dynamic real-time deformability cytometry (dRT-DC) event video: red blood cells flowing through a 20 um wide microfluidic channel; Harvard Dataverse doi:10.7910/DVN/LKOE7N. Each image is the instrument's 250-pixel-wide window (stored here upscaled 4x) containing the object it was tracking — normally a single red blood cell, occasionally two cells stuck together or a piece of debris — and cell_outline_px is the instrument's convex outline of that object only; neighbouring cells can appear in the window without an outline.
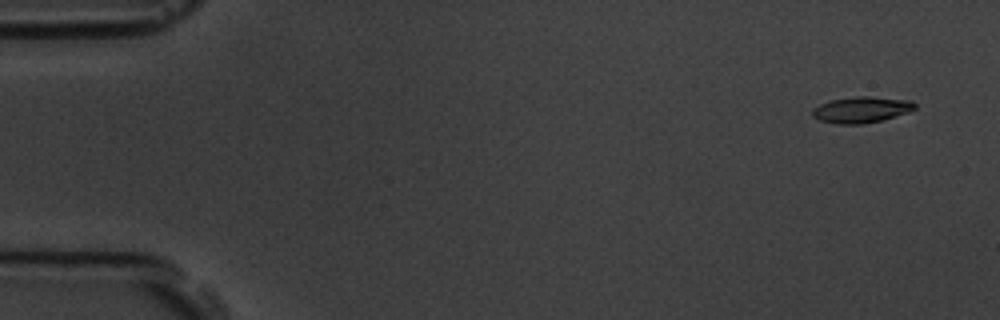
{"species": "common noctule bat (a hibernating species)", "species_latin": "Nyctalus noctula", "temperature_condition": "room temperature", "stored_images_in_passage": 5, "camera_frame_rate_fps": 3000, "um_per_image_px": 0.085, "animal": {"sex": "male", "body_mass_g": 19.5, "forearm_length_mm": 54.6}, "frame": {"image": 1, "passage_image": 1, "time_ms": 0.0, "image_size_px": [1000, 320], "cell_outline_px": [[916, 108], [908, 112], [880, 120], [860, 124], [840, 124], [820, 120], [812, 116], [812, 108], [820, 104], [832, 100], [856, 96], [868, 96], [912, 100], [916, 104]], "centroid_in_image_um": [73.22, 9.31], "position_along_channel_um": 11.8, "area_um2": 15.43}}
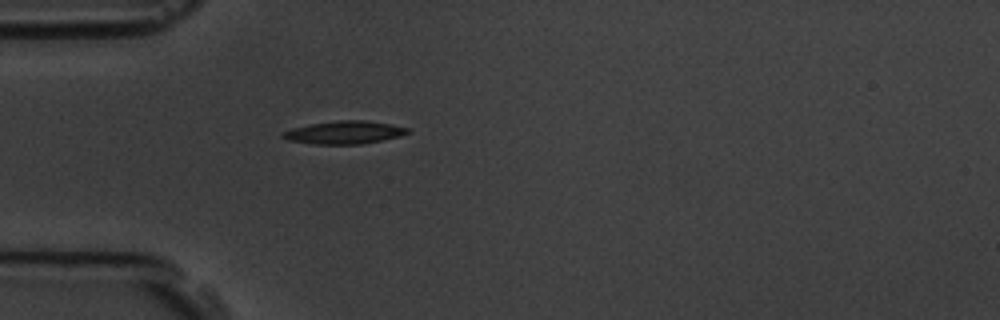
{"frame": {"image": 2, "passage_image": 5, "time_ms": 4.333, "image_size_px": [1000, 320], "cell_outline_px": [[408, 132], [400, 136], [360, 144], [312, 144], [288, 140], [280, 136], [284, 132], [292, 128], [308, 124], [340, 120], [364, 120], [388, 124], [408, 128]], "centroid_in_image_um": [29.21, 11.26], "position_along_channel_um": 55.8, "area_um2": 16.42}}